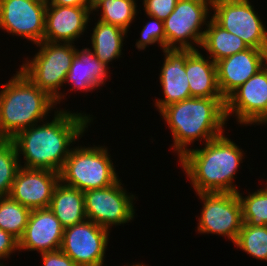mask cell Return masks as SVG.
<instances>
[{
  "instance_id": "cell-1",
  "label": "cell",
  "mask_w": 267,
  "mask_h": 266,
  "mask_svg": "<svg viewBox=\"0 0 267 266\" xmlns=\"http://www.w3.org/2000/svg\"><path fill=\"white\" fill-rule=\"evenodd\" d=\"M91 118L86 114L66 110L55 112L51 122L35 124L14 136L18 156H24L27 169H47L60 172L69 156L70 144L88 128Z\"/></svg>"
},
{
  "instance_id": "cell-2",
  "label": "cell",
  "mask_w": 267,
  "mask_h": 266,
  "mask_svg": "<svg viewBox=\"0 0 267 266\" xmlns=\"http://www.w3.org/2000/svg\"><path fill=\"white\" fill-rule=\"evenodd\" d=\"M242 152L222 134L206 142L202 149H188L179 161L197 193H237L233 179L243 159Z\"/></svg>"
},
{
  "instance_id": "cell-3",
  "label": "cell",
  "mask_w": 267,
  "mask_h": 266,
  "mask_svg": "<svg viewBox=\"0 0 267 266\" xmlns=\"http://www.w3.org/2000/svg\"><path fill=\"white\" fill-rule=\"evenodd\" d=\"M225 98L191 97L164 107L160 114L172 132L174 149L181 158L195 140L209 142L223 134Z\"/></svg>"
},
{
  "instance_id": "cell-4",
  "label": "cell",
  "mask_w": 267,
  "mask_h": 266,
  "mask_svg": "<svg viewBox=\"0 0 267 266\" xmlns=\"http://www.w3.org/2000/svg\"><path fill=\"white\" fill-rule=\"evenodd\" d=\"M0 91V138L11 140L19 132L44 122L55 105L46 92L20 70Z\"/></svg>"
},
{
  "instance_id": "cell-5",
  "label": "cell",
  "mask_w": 267,
  "mask_h": 266,
  "mask_svg": "<svg viewBox=\"0 0 267 266\" xmlns=\"http://www.w3.org/2000/svg\"><path fill=\"white\" fill-rule=\"evenodd\" d=\"M72 149L59 172L63 184L84 192L109 187L119 180L106 147Z\"/></svg>"
},
{
  "instance_id": "cell-6",
  "label": "cell",
  "mask_w": 267,
  "mask_h": 266,
  "mask_svg": "<svg viewBox=\"0 0 267 266\" xmlns=\"http://www.w3.org/2000/svg\"><path fill=\"white\" fill-rule=\"evenodd\" d=\"M36 45L40 47L39 52L27 60L20 71L59 104L64 95L59 94L58 89L65 83L76 48L72 43L48 41Z\"/></svg>"
},
{
  "instance_id": "cell-7",
  "label": "cell",
  "mask_w": 267,
  "mask_h": 266,
  "mask_svg": "<svg viewBox=\"0 0 267 266\" xmlns=\"http://www.w3.org/2000/svg\"><path fill=\"white\" fill-rule=\"evenodd\" d=\"M250 3L249 0H212L211 17L248 47L267 50V30Z\"/></svg>"
},
{
  "instance_id": "cell-8",
  "label": "cell",
  "mask_w": 267,
  "mask_h": 266,
  "mask_svg": "<svg viewBox=\"0 0 267 266\" xmlns=\"http://www.w3.org/2000/svg\"><path fill=\"white\" fill-rule=\"evenodd\" d=\"M211 5L212 0H178L173 12L163 21L166 49L195 50L193 43L201 45L205 31L200 28L202 24L207 25L205 20Z\"/></svg>"
},
{
  "instance_id": "cell-9",
  "label": "cell",
  "mask_w": 267,
  "mask_h": 266,
  "mask_svg": "<svg viewBox=\"0 0 267 266\" xmlns=\"http://www.w3.org/2000/svg\"><path fill=\"white\" fill-rule=\"evenodd\" d=\"M120 180L109 187L84 191L86 218L105 229L134 218V195H127Z\"/></svg>"
},
{
  "instance_id": "cell-10",
  "label": "cell",
  "mask_w": 267,
  "mask_h": 266,
  "mask_svg": "<svg viewBox=\"0 0 267 266\" xmlns=\"http://www.w3.org/2000/svg\"><path fill=\"white\" fill-rule=\"evenodd\" d=\"M203 201L198 232L219 234L234 243L240 232L243 219L237 193H197Z\"/></svg>"
},
{
  "instance_id": "cell-11",
  "label": "cell",
  "mask_w": 267,
  "mask_h": 266,
  "mask_svg": "<svg viewBox=\"0 0 267 266\" xmlns=\"http://www.w3.org/2000/svg\"><path fill=\"white\" fill-rule=\"evenodd\" d=\"M109 230L86 219L65 228L60 250L78 266H103Z\"/></svg>"
},
{
  "instance_id": "cell-12",
  "label": "cell",
  "mask_w": 267,
  "mask_h": 266,
  "mask_svg": "<svg viewBox=\"0 0 267 266\" xmlns=\"http://www.w3.org/2000/svg\"><path fill=\"white\" fill-rule=\"evenodd\" d=\"M231 113L240 124L267 123V64L226 98V118Z\"/></svg>"
},
{
  "instance_id": "cell-13",
  "label": "cell",
  "mask_w": 267,
  "mask_h": 266,
  "mask_svg": "<svg viewBox=\"0 0 267 266\" xmlns=\"http://www.w3.org/2000/svg\"><path fill=\"white\" fill-rule=\"evenodd\" d=\"M47 5L42 0H0V28L41 43Z\"/></svg>"
},
{
  "instance_id": "cell-14",
  "label": "cell",
  "mask_w": 267,
  "mask_h": 266,
  "mask_svg": "<svg viewBox=\"0 0 267 266\" xmlns=\"http://www.w3.org/2000/svg\"><path fill=\"white\" fill-rule=\"evenodd\" d=\"M59 182L58 172L20 167L9 196L30 210L49 208L54 189Z\"/></svg>"
},
{
  "instance_id": "cell-15",
  "label": "cell",
  "mask_w": 267,
  "mask_h": 266,
  "mask_svg": "<svg viewBox=\"0 0 267 266\" xmlns=\"http://www.w3.org/2000/svg\"><path fill=\"white\" fill-rule=\"evenodd\" d=\"M267 64V50L249 47L216 62L217 81L226 99Z\"/></svg>"
},
{
  "instance_id": "cell-16",
  "label": "cell",
  "mask_w": 267,
  "mask_h": 266,
  "mask_svg": "<svg viewBox=\"0 0 267 266\" xmlns=\"http://www.w3.org/2000/svg\"><path fill=\"white\" fill-rule=\"evenodd\" d=\"M64 228L50 208L31 210L19 251L52 252L60 250Z\"/></svg>"
},
{
  "instance_id": "cell-17",
  "label": "cell",
  "mask_w": 267,
  "mask_h": 266,
  "mask_svg": "<svg viewBox=\"0 0 267 266\" xmlns=\"http://www.w3.org/2000/svg\"><path fill=\"white\" fill-rule=\"evenodd\" d=\"M92 8L47 5L43 41L74 43L85 31Z\"/></svg>"
},
{
  "instance_id": "cell-18",
  "label": "cell",
  "mask_w": 267,
  "mask_h": 266,
  "mask_svg": "<svg viewBox=\"0 0 267 266\" xmlns=\"http://www.w3.org/2000/svg\"><path fill=\"white\" fill-rule=\"evenodd\" d=\"M165 61L160 72L164 99L155 102L159 112L166 106L191 98L186 75L188 49H164Z\"/></svg>"
},
{
  "instance_id": "cell-19",
  "label": "cell",
  "mask_w": 267,
  "mask_h": 266,
  "mask_svg": "<svg viewBox=\"0 0 267 266\" xmlns=\"http://www.w3.org/2000/svg\"><path fill=\"white\" fill-rule=\"evenodd\" d=\"M186 75L191 97L224 98L218 86L216 63L205 59L198 49H188Z\"/></svg>"
},
{
  "instance_id": "cell-20",
  "label": "cell",
  "mask_w": 267,
  "mask_h": 266,
  "mask_svg": "<svg viewBox=\"0 0 267 266\" xmlns=\"http://www.w3.org/2000/svg\"><path fill=\"white\" fill-rule=\"evenodd\" d=\"M109 67L101 63L89 48L77 50L65 82L75 90L90 91L105 84Z\"/></svg>"
},
{
  "instance_id": "cell-21",
  "label": "cell",
  "mask_w": 267,
  "mask_h": 266,
  "mask_svg": "<svg viewBox=\"0 0 267 266\" xmlns=\"http://www.w3.org/2000/svg\"><path fill=\"white\" fill-rule=\"evenodd\" d=\"M50 210L59 219L63 228H68L86 220L84 193L67 186L61 181L54 189Z\"/></svg>"
},
{
  "instance_id": "cell-22",
  "label": "cell",
  "mask_w": 267,
  "mask_h": 266,
  "mask_svg": "<svg viewBox=\"0 0 267 266\" xmlns=\"http://www.w3.org/2000/svg\"><path fill=\"white\" fill-rule=\"evenodd\" d=\"M207 23L200 47L210 54L208 58L213 62L216 63L249 48L241 38L226 31L212 17Z\"/></svg>"
},
{
  "instance_id": "cell-23",
  "label": "cell",
  "mask_w": 267,
  "mask_h": 266,
  "mask_svg": "<svg viewBox=\"0 0 267 266\" xmlns=\"http://www.w3.org/2000/svg\"><path fill=\"white\" fill-rule=\"evenodd\" d=\"M127 31L116 25L98 20L91 36L93 53L97 59L108 66V63L121 55L123 39Z\"/></svg>"
},
{
  "instance_id": "cell-24",
  "label": "cell",
  "mask_w": 267,
  "mask_h": 266,
  "mask_svg": "<svg viewBox=\"0 0 267 266\" xmlns=\"http://www.w3.org/2000/svg\"><path fill=\"white\" fill-rule=\"evenodd\" d=\"M31 210L10 196L0 198V228L18 240L23 236Z\"/></svg>"
},
{
  "instance_id": "cell-25",
  "label": "cell",
  "mask_w": 267,
  "mask_h": 266,
  "mask_svg": "<svg viewBox=\"0 0 267 266\" xmlns=\"http://www.w3.org/2000/svg\"><path fill=\"white\" fill-rule=\"evenodd\" d=\"M136 0H101L92 10L102 8L100 21L116 25L128 31L129 25L135 18Z\"/></svg>"
},
{
  "instance_id": "cell-26",
  "label": "cell",
  "mask_w": 267,
  "mask_h": 266,
  "mask_svg": "<svg viewBox=\"0 0 267 266\" xmlns=\"http://www.w3.org/2000/svg\"><path fill=\"white\" fill-rule=\"evenodd\" d=\"M234 244L255 259L267 261V225L251 226L243 223Z\"/></svg>"
},
{
  "instance_id": "cell-27",
  "label": "cell",
  "mask_w": 267,
  "mask_h": 266,
  "mask_svg": "<svg viewBox=\"0 0 267 266\" xmlns=\"http://www.w3.org/2000/svg\"><path fill=\"white\" fill-rule=\"evenodd\" d=\"M20 168V160L12 140L0 138V198L9 196Z\"/></svg>"
},
{
  "instance_id": "cell-28",
  "label": "cell",
  "mask_w": 267,
  "mask_h": 266,
  "mask_svg": "<svg viewBox=\"0 0 267 266\" xmlns=\"http://www.w3.org/2000/svg\"><path fill=\"white\" fill-rule=\"evenodd\" d=\"M265 188V189H264ZM246 196L237 192L242 208L243 223L251 226L267 225V185Z\"/></svg>"
},
{
  "instance_id": "cell-29",
  "label": "cell",
  "mask_w": 267,
  "mask_h": 266,
  "mask_svg": "<svg viewBox=\"0 0 267 266\" xmlns=\"http://www.w3.org/2000/svg\"><path fill=\"white\" fill-rule=\"evenodd\" d=\"M153 19L147 22L141 31V39L136 42V47L144 50L149 44L159 43L162 49H166V36L164 23L156 17L150 16Z\"/></svg>"
},
{
  "instance_id": "cell-30",
  "label": "cell",
  "mask_w": 267,
  "mask_h": 266,
  "mask_svg": "<svg viewBox=\"0 0 267 266\" xmlns=\"http://www.w3.org/2000/svg\"><path fill=\"white\" fill-rule=\"evenodd\" d=\"M178 0H143L145 13L164 21L175 9Z\"/></svg>"
},
{
  "instance_id": "cell-31",
  "label": "cell",
  "mask_w": 267,
  "mask_h": 266,
  "mask_svg": "<svg viewBox=\"0 0 267 266\" xmlns=\"http://www.w3.org/2000/svg\"><path fill=\"white\" fill-rule=\"evenodd\" d=\"M43 266H78L69 256L61 250L40 253Z\"/></svg>"
},
{
  "instance_id": "cell-32",
  "label": "cell",
  "mask_w": 267,
  "mask_h": 266,
  "mask_svg": "<svg viewBox=\"0 0 267 266\" xmlns=\"http://www.w3.org/2000/svg\"><path fill=\"white\" fill-rule=\"evenodd\" d=\"M16 250H19V240L0 228V259L8 258Z\"/></svg>"
},
{
  "instance_id": "cell-33",
  "label": "cell",
  "mask_w": 267,
  "mask_h": 266,
  "mask_svg": "<svg viewBox=\"0 0 267 266\" xmlns=\"http://www.w3.org/2000/svg\"><path fill=\"white\" fill-rule=\"evenodd\" d=\"M48 5H60V6H77V7H87L92 8L91 0H54Z\"/></svg>"
},
{
  "instance_id": "cell-34",
  "label": "cell",
  "mask_w": 267,
  "mask_h": 266,
  "mask_svg": "<svg viewBox=\"0 0 267 266\" xmlns=\"http://www.w3.org/2000/svg\"><path fill=\"white\" fill-rule=\"evenodd\" d=\"M92 1V9L101 1V0H91Z\"/></svg>"
},
{
  "instance_id": "cell-35",
  "label": "cell",
  "mask_w": 267,
  "mask_h": 266,
  "mask_svg": "<svg viewBox=\"0 0 267 266\" xmlns=\"http://www.w3.org/2000/svg\"><path fill=\"white\" fill-rule=\"evenodd\" d=\"M46 5L51 4L54 0H42Z\"/></svg>"
},
{
  "instance_id": "cell-36",
  "label": "cell",
  "mask_w": 267,
  "mask_h": 266,
  "mask_svg": "<svg viewBox=\"0 0 267 266\" xmlns=\"http://www.w3.org/2000/svg\"><path fill=\"white\" fill-rule=\"evenodd\" d=\"M131 266H146L144 264H134V265H131Z\"/></svg>"
}]
</instances>
